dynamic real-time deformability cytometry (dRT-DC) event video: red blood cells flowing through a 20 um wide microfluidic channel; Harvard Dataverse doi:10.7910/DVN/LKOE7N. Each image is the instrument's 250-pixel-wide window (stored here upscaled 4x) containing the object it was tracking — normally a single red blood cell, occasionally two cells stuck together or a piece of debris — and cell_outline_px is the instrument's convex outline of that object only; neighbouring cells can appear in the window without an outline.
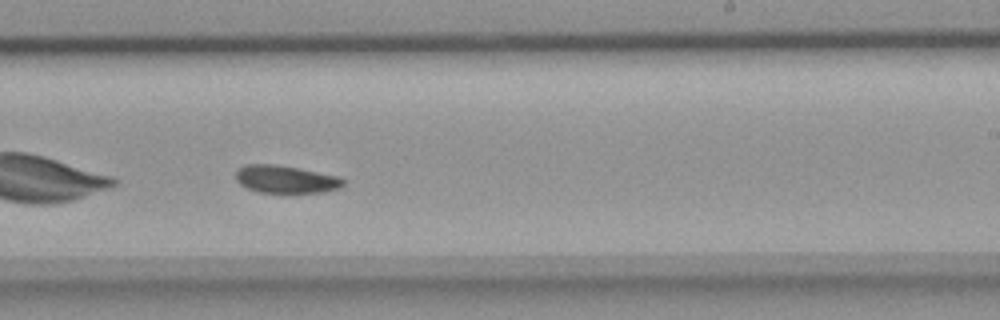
{"species": "common noctule bat (a hibernating species)", "species_latin": "Nyctalus noctula", "temperature_condition": "room temperature", "stored_images_in_passage": 34, "camera_frame_rate_fps": 3000, "um_per_image_px": 0.085, "animal": {"sex": "female", "body_mass_g": 18.4}, "frame": {"image": 1, "passage_image": 15, "time_ms": 4.667, "image_size_px": [1000, 320], "cell_outline_px": [[344, 184], [340, 188], [324, 192], [260, 192], [248, 188], [240, 184], [236, 180], [236, 172], [244, 164], [276, 164], [300, 168], [340, 176], [344, 180]], "centroid_in_image_um": [24.31, 15.22], "position_along_channel_um": 264.7, "area_um2": 17.34}}
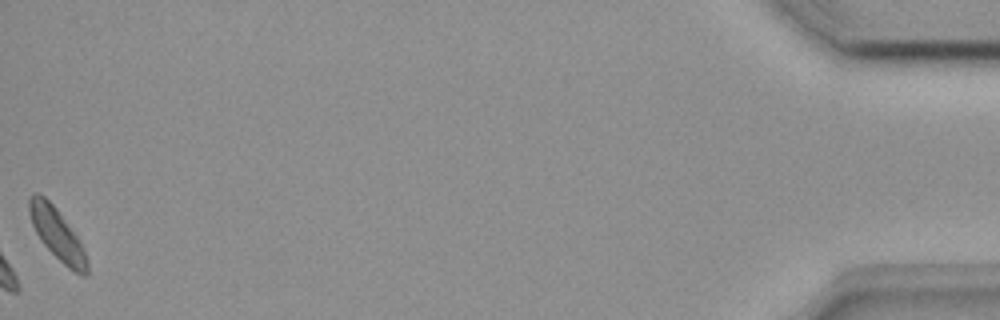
{"frame": {"image": 2, "passage_image": 34, "time_ms": 11.0, "image_size_px": [1000, 320], "cell_outline_px": [[88, 276], [84, 276], [68, 268], [40, 240], [32, 224], [28, 208], [28, 200], [36, 192], [44, 196], [56, 208], [76, 236], [84, 248], [88, 264]], "centroid_in_image_um": [4.86, 19.91], "position_along_channel_um": 430.3, "area_um2": 16.94}}